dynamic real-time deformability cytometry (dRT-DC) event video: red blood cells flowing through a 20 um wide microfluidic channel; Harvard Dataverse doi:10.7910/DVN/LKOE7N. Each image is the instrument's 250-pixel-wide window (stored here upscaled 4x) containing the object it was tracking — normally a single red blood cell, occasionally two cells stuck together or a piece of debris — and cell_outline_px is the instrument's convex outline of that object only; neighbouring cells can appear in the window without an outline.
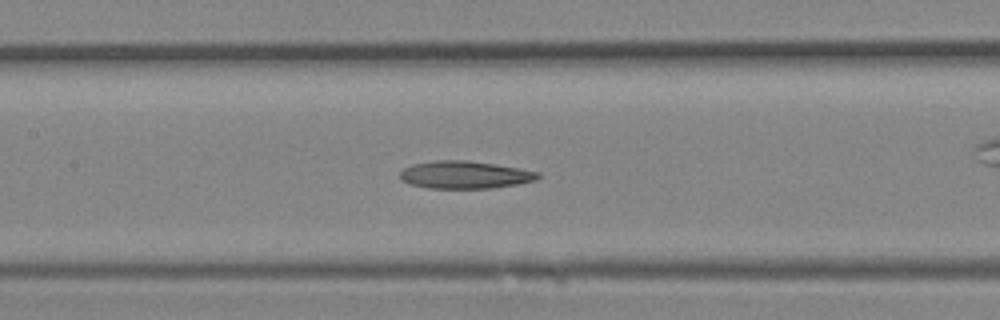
{"species": "Egyptian fruit bat (a non-hibernating species)", "species_latin": "Rousettus aegyptiacus", "temperature_condition": "room temperature", "stored_images_in_passage": 9, "camera_frame_rate_fps": 3000, "um_per_image_px": 0.085, "animal": {"sex": "female"}, "frame": {"image": 1, "passage_image": 6, "time_ms": 1.667, "image_size_px": [1000, 320], "cell_outline_px": [[540, 176], [536, 180], [516, 184], [492, 188], [428, 188], [408, 184], [400, 180], [400, 172], [404, 168], [412, 164], [436, 160], [468, 160], [520, 168], [540, 172]], "centroid_in_image_um": [39.49, 14.85], "position_along_channel_um": 167.9, "area_um2": 22.25}}